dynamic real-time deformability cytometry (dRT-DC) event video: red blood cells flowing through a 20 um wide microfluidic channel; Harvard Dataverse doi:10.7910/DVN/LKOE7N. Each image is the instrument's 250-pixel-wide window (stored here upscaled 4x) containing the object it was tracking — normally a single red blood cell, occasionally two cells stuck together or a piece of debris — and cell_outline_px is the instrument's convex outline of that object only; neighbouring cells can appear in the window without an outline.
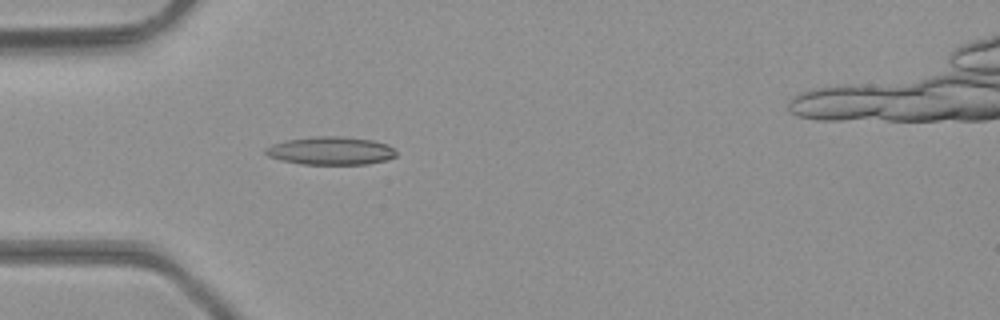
{"species": "common noctule bat (a hibernating species)", "species_latin": "Nyctalus noctula", "temperature_condition": "room temperature", "stored_images_in_passage": 3, "camera_frame_rate_fps": 3000, "um_per_image_px": 0.085, "animal": {"sex": "male", "body_mass_g": 23.1, "forearm_length_mm": 52.7}, "frame": {"image": 1, "passage_image": 3, "time_ms": 0.667, "image_size_px": [1000, 320], "cell_outline_px": [[396, 156], [384, 160], [368, 164], [300, 164], [280, 160], [268, 156], [264, 152], [264, 148], [272, 144], [288, 140], [316, 136], [340, 136], [372, 140], [388, 144], [396, 152]], "centroid_in_image_um": [28.09, 12.81], "position_along_channel_um": 56.9, "area_um2": 21.33}}